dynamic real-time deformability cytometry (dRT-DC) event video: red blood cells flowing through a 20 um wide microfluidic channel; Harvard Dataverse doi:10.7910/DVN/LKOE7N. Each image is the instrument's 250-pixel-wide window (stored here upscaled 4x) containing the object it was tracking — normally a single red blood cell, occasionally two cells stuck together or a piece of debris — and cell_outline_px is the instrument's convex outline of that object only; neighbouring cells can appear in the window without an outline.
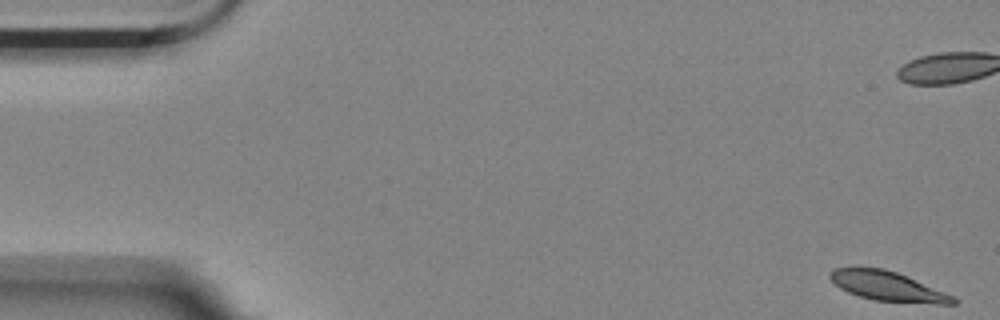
{"species": "Egyptian fruit bat (a non-hibernating species)", "species_latin": "Rousettus aegyptiacus", "temperature_condition": "room temperature", "stored_images_in_passage": 57, "camera_frame_rate_fps": 3000, "um_per_image_px": 0.085, "animal": {"sex": "female"}, "frame": {"image": 1, "passage_image": 1, "time_ms": 0.0, "image_size_px": [1000, 320], "cell_outline_px": [[960, 300], [956, 304], [936, 304], [872, 300], [848, 292], [840, 288], [828, 276], [832, 268], [884, 268], [896, 272], [952, 296]], "centroid_in_image_um": [75.43, 24.34], "position_along_channel_um": 9.6, "area_um2": 20.75}, "authors_computed_cell_mechanics": {"area_um2": 22.5998, "velocity_mm_per_s": 3.4821, "shape_relaxation_time_tau1_ms": 6.044, "shape_relaxation_time_tau2_ms": 2.2412, "deformation_change_tau1": 0.1656, "deformation_change_tau2": 0.0577}}